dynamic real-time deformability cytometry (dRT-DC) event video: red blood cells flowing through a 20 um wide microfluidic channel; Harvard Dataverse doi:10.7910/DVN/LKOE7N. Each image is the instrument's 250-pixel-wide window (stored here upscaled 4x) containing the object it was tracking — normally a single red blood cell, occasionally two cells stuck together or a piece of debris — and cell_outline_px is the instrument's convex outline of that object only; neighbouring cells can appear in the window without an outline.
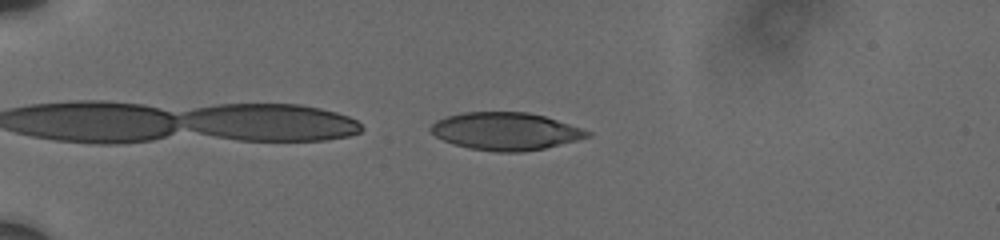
{"species": "human", "species_latin": "Homo sapiens", "temperature_condition": "cold", "stored_images_in_passage": 45, "camera_frame_rate_fps": 3000, "um_per_image_px": 0.085, "donor": {"sex": "male"}, "frame": {"image": 1, "passage_image": 2, "time_ms": 0.333, "image_size_px": [1000, 240], "cell_outline_px": [[592, 136], [544, 148], [520, 152], [496, 152], [468, 148], [444, 140], [436, 136], [428, 128], [436, 120], [448, 116], [464, 112], [528, 112], [544, 116], [592, 132]], "centroid_in_image_um": [42.96, 11.15], "position_along_channel_um": 42.0, "area_um2": 33.99}}
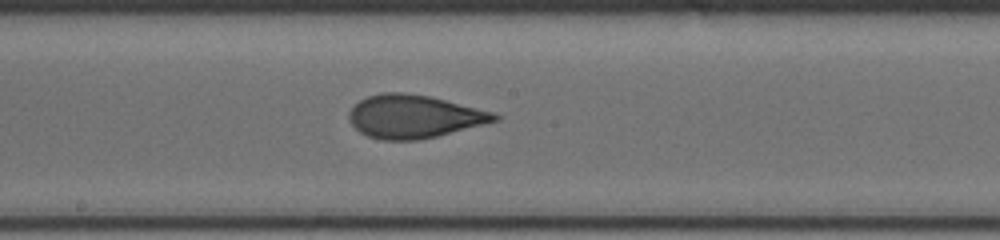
{"frame": {"image": 2, "passage_image": 21, "time_ms": 6.333, "image_size_px": [1000, 240], "cell_outline_px": [[500, 120], [420, 140], [384, 140], [368, 136], [360, 132], [348, 120], [348, 112], [360, 100], [368, 96], [384, 92], [404, 92], [432, 96], [496, 112], [500, 116]], "centroid_in_image_um": [35.22, 9.89], "position_along_channel_um": 213.0, "area_um2": 36.76}}
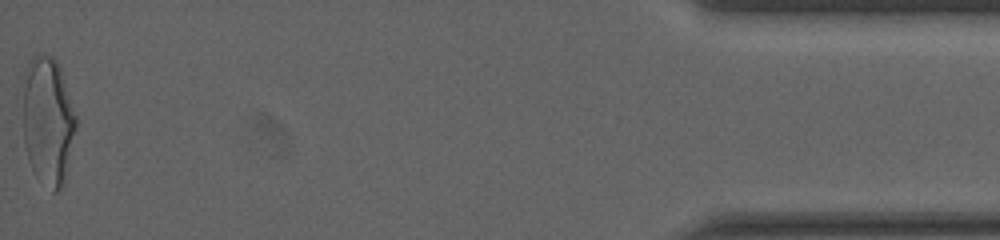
{"frame": {"image": 3, "passage_image": 45, "time_ms": 14.333, "image_size_px": [1000, 240], "cell_outline_px": [[76, 128], [64, 184], [56, 192], [52, 192], [32, 168], [28, 160], [24, 144], [24, 88], [28, 60], [32, 56], [52, 56], [56, 60], [60, 68], [76, 116]], "centroid_in_image_um": [4.08, 10.29], "position_along_channel_um": 431.1, "area_um2": 39.02}, "authors_computed_cell_mechanics": {"area_um2": 36.2984, "velocity_mm_per_s": 3.7205, "shape_relaxation_time_tau1_ms": 8.439, "shape_relaxation_time_tau2_ms": 0.9183, "deformation_change_tau1": 0.2304, "deformation_change_tau2": 0.0777}}